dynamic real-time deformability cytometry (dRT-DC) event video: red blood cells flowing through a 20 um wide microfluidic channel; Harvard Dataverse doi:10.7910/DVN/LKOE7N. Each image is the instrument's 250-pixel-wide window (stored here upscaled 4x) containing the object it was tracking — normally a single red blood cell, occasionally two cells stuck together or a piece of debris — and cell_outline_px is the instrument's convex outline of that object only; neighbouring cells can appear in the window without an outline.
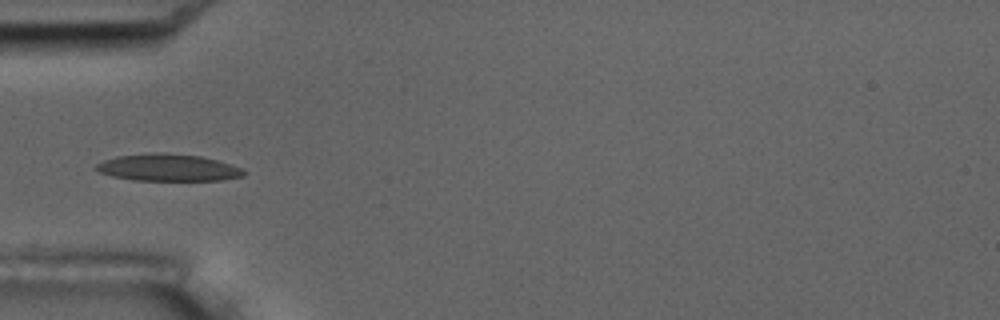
{"species": "common noctule bat (a hibernating species)", "species_latin": "Nyctalus noctula", "temperature_condition": "room temperature", "stored_images_in_passage": 7, "camera_frame_rate_fps": 3000, "um_per_image_px": 0.085, "animal": {"sex": "male", "body_mass_g": 17.5, "forearm_length_mm": 52.3}, "frame": {"image": 1, "passage_image": 5, "time_ms": 5.667, "image_size_px": [1000, 320], "cell_outline_px": [[244, 176], [220, 180], [132, 180], [112, 176], [100, 172], [92, 168], [96, 164], [104, 160], [116, 156], [152, 152], [164, 152], [200, 156], [232, 164], [244, 168]], "centroid_in_image_um": [14.27, 14.23], "position_along_channel_um": 70.7, "area_um2": 23.41}}